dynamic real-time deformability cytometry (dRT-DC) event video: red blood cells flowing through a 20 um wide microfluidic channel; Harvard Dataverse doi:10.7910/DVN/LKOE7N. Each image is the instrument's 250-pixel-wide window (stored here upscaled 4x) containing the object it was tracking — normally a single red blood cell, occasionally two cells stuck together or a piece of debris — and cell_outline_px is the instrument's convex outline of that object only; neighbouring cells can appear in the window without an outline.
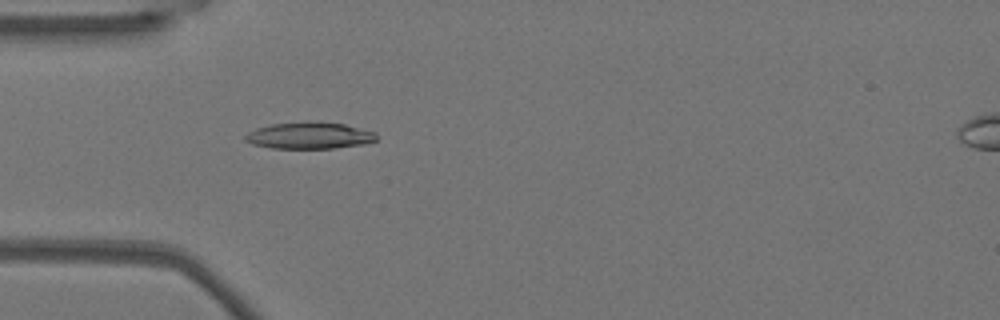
{"species": "Egyptian fruit bat (a non-hibernating species)", "species_latin": "Rousettus aegyptiacus", "temperature_condition": "warm", "stored_images_in_passage": 25, "camera_frame_rate_fps": 3000, "um_per_image_px": 0.085, "animal": {"sex": "female"}, "frame": {"image": 1, "passage_image": 5, "time_ms": 1.333, "image_size_px": [1000, 320], "cell_outline_px": [[376, 140], [364, 144], [332, 148], [272, 148], [252, 144], [244, 140], [244, 136], [248, 132], [256, 128], [272, 124], [308, 120], [344, 124], [376, 132]], "centroid_in_image_um": [26.27, 11.5], "position_along_channel_um": 58.7, "area_um2": 20.52}}
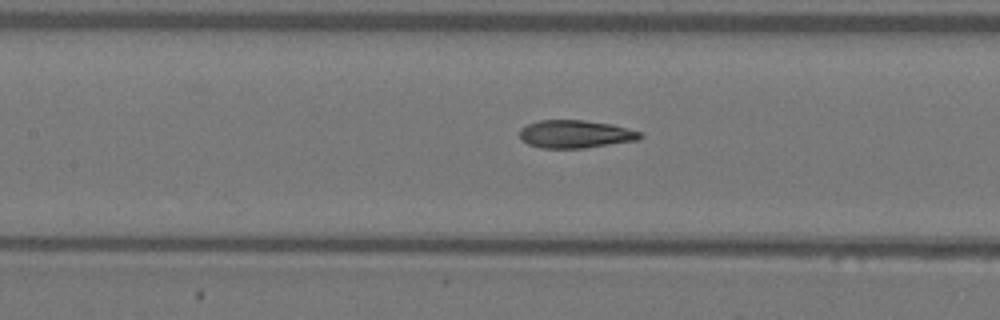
{"frame": {"image": 2, "passage_image": 13, "time_ms": 4.0, "image_size_px": [1000, 320], "cell_outline_px": [[644, 136], [640, 140], [584, 148], [540, 148], [528, 144], [520, 140], [520, 128], [528, 124], [540, 120], [584, 120], [612, 124], [640, 132]], "centroid_in_image_um": [48.91, 11.4], "position_along_channel_um": 158.5, "area_um2": 19.71}}
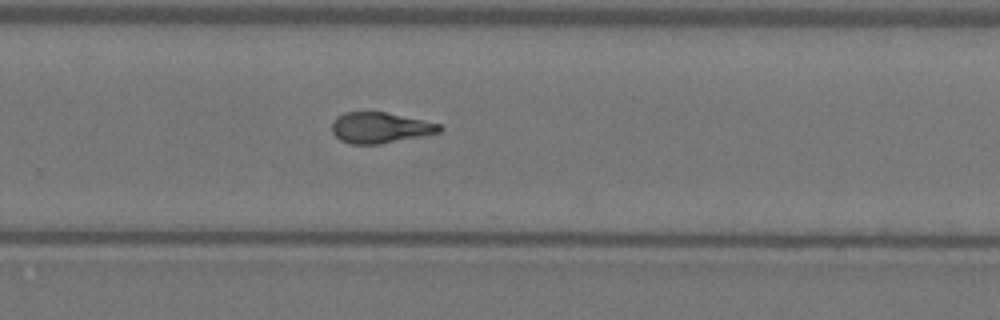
{"frame": {"image": 3, "passage_image": 24, "time_ms": 7.667, "image_size_px": [1000, 320], "cell_outline_px": [[444, 128], [440, 132], [380, 144], [348, 144], [340, 140], [332, 132], [332, 124], [336, 116], [344, 112], [384, 112], [440, 124]], "centroid_in_image_um": [32.27, 10.86], "position_along_channel_um": 297.5, "area_um2": 19.13}}